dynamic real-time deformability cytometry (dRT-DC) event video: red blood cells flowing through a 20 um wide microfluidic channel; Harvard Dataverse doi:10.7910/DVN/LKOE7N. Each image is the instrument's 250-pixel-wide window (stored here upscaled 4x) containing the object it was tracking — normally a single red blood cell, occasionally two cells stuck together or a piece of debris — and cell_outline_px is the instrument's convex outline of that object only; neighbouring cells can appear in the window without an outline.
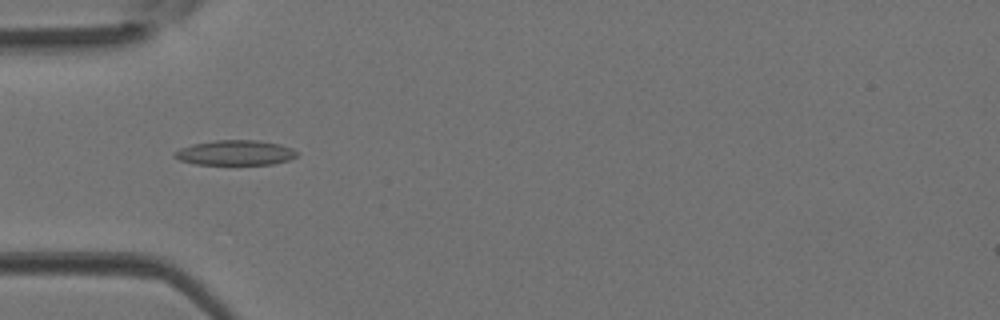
{"species": "Egyptian fruit bat (a non-hibernating species)", "species_latin": "Rousettus aegyptiacus", "temperature_condition": "room temperature", "stored_images_in_passage": 4, "camera_frame_rate_fps": 3000, "um_per_image_px": 0.085, "animal": {"sex": "female"}, "frame": {"image": 1, "passage_image": 4, "time_ms": 1.0, "image_size_px": [1000, 320], "cell_outline_px": [[300, 152], [296, 156], [288, 160], [272, 164], [196, 164], [180, 160], [172, 156], [172, 152], [180, 148], [192, 144], [216, 140], [256, 140], [280, 144], [292, 148]], "centroid_in_image_um": [19.99, 12.98], "position_along_channel_um": 65.0, "area_um2": 17.86}}